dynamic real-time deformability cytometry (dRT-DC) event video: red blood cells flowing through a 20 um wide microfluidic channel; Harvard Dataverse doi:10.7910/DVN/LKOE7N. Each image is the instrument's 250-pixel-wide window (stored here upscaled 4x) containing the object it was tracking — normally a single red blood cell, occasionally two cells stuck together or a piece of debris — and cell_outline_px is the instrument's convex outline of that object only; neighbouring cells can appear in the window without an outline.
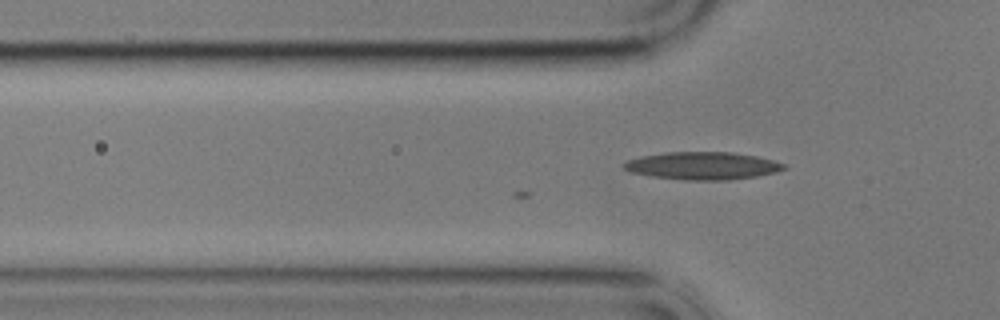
{"species": "common noctule bat (a hibernating species)", "species_latin": "Nyctalus noctula", "temperature_condition": "cold", "stored_images_in_passage": 12, "camera_frame_rate_fps": 3000, "um_per_image_px": 0.085, "animal": {"sex": "male", "body_mass_g": 17.9}, "frame": {"image": 1, "passage_image": 12, "time_ms": 3.667, "image_size_px": [1000, 320], "cell_outline_px": [[788, 168], [776, 172], [756, 176], [728, 180], [684, 180], [652, 176], [632, 172], [624, 168], [624, 164], [628, 160], [644, 156], [668, 152], [732, 152], [756, 156], [788, 164]], "centroid_in_image_um": [59.8, 14.09], "position_along_channel_um": 66.0, "area_um2": 25.61}}